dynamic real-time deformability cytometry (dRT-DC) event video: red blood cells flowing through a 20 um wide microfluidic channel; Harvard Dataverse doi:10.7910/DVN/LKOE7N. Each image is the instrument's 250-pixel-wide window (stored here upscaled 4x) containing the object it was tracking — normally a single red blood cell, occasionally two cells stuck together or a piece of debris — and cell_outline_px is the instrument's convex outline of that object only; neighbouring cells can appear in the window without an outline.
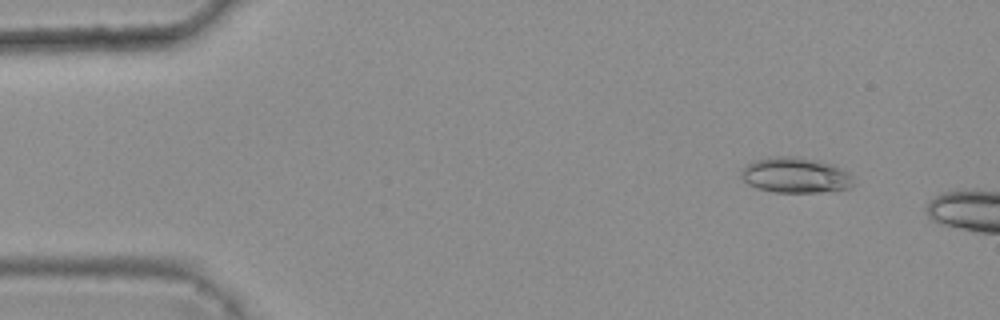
{"species": "common noctule bat (a hibernating species)", "species_latin": "Nyctalus noctula", "temperature_condition": "warm", "stored_images_in_passage": 4, "camera_frame_rate_fps": 3000, "um_per_image_px": 0.085, "animal": {"sex": "female", "body_mass_g": 25.1}, "frame": {"image": 1, "passage_image": 2, "time_ms": 0.333, "image_size_px": [1000, 320], "cell_outline_px": [[856, 184], [848, 188], [820, 192], [776, 192], [760, 188], [748, 184], [740, 176], [740, 172], [748, 164], [756, 160], [776, 156], [796, 156], [816, 160], [832, 164], [848, 172], [852, 176]], "centroid_in_image_um": [67.65, 14.89], "position_along_channel_um": 17.4, "area_um2": 23.06}}